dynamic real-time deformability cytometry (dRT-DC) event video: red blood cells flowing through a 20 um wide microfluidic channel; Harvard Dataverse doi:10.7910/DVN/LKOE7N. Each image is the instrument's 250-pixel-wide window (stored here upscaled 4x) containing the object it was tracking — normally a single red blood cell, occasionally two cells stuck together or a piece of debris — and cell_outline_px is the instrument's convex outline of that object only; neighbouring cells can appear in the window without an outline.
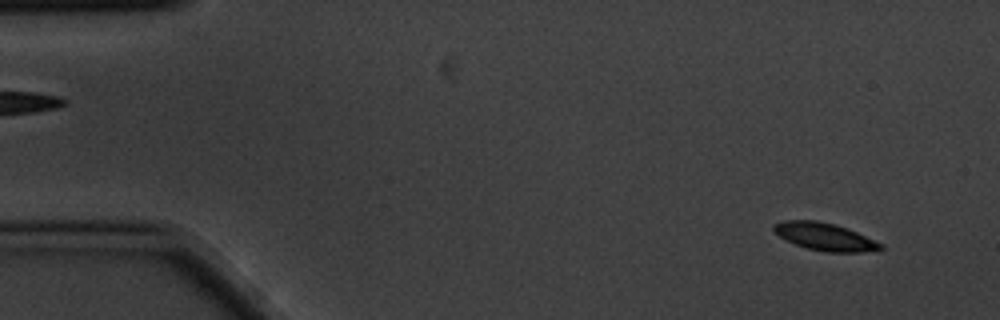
{"species": "common noctule bat (a hibernating species)", "species_latin": "Nyctalus noctula", "temperature_condition": "cold", "stored_images_in_passage": 4, "camera_frame_rate_fps": 3000, "um_per_image_px": 0.085, "animal": {"sex": "male", "body_mass_g": 20.1, "forearm_length_mm": 53.5}, "frame": {"image": 1, "passage_image": 4, "time_ms": 1.0, "image_size_px": [1000, 320], "cell_outline_px": [[884, 248], [880, 252], [824, 252], [808, 248], [796, 244], [780, 236], [772, 228], [772, 224], [784, 220], [816, 220], [832, 224], [856, 232], [884, 244]], "centroid_in_image_um": [70.17, 20.14], "position_along_channel_um": 14.8, "area_um2": 17.11}}